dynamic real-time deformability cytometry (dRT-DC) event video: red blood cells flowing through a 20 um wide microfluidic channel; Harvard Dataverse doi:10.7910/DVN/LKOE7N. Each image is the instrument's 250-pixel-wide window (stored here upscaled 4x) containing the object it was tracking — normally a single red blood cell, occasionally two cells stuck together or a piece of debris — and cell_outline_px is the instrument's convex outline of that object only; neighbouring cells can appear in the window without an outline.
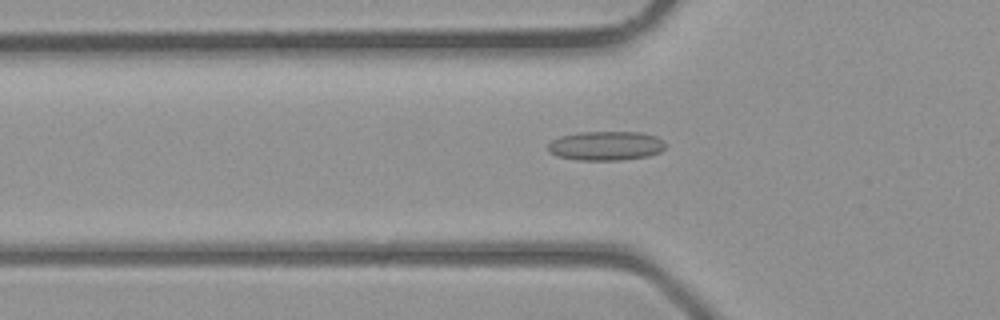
{"species": "common noctule bat (a hibernating species)", "species_latin": "Nyctalus noctula", "temperature_condition": "room temperature", "stored_images_in_passage": 37, "camera_frame_rate_fps": 3000, "um_per_image_px": 0.085, "animal": {"sex": "male", "body_mass_g": 23.1, "forearm_length_mm": 52.7}, "frame": {"image": 1, "passage_image": 10, "time_ms": 3.0, "image_size_px": [1000, 320], "cell_outline_px": [[664, 148], [660, 152], [648, 156], [620, 160], [580, 160], [556, 156], [548, 152], [548, 144], [552, 140], [560, 136], [580, 132], [640, 132], [656, 136], [664, 144]], "centroid_in_image_um": [51.46, 12.39], "position_along_channel_um": 74.3, "area_um2": 19.94}}
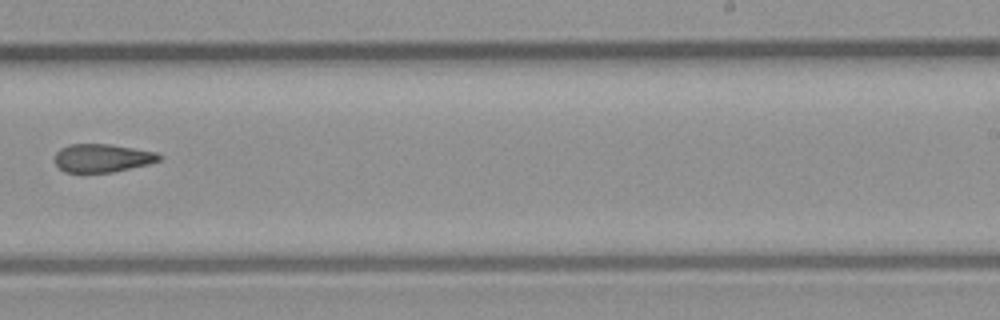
{"frame": {"image": 2, "passage_image": 22, "time_ms": 7.0, "image_size_px": [1000, 320], "cell_outline_px": [[164, 156], [160, 160], [148, 164], [112, 172], [64, 172], [56, 164], [56, 152], [60, 148], [72, 144], [108, 144], [156, 152]], "centroid_in_image_um": [8.71, 13.43], "position_along_channel_um": 280.3, "area_um2": 16.99}}
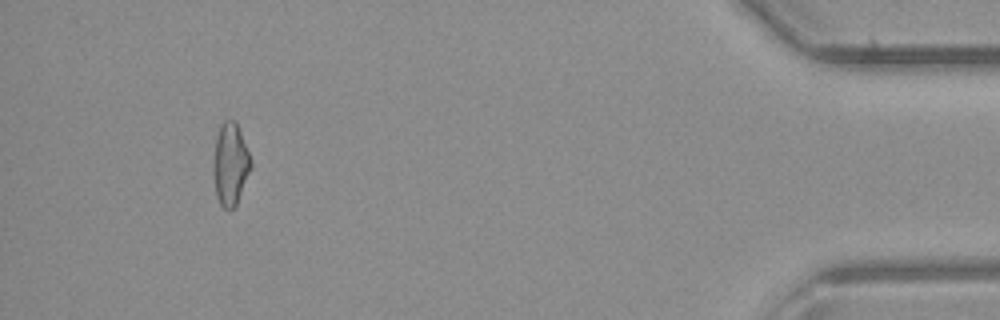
{"frame": {"image": 3, "passage_image": 34, "time_ms": 11.0, "image_size_px": [1000, 320], "cell_outline_px": [[252, 168], [236, 204], [228, 212], [220, 204], [216, 196], [212, 176], [212, 168], [216, 136], [220, 124], [224, 120], [236, 120], [252, 160]], "centroid_in_image_um": [19.57, 13.95], "position_along_channel_um": 415.6, "area_um2": 18.44}}